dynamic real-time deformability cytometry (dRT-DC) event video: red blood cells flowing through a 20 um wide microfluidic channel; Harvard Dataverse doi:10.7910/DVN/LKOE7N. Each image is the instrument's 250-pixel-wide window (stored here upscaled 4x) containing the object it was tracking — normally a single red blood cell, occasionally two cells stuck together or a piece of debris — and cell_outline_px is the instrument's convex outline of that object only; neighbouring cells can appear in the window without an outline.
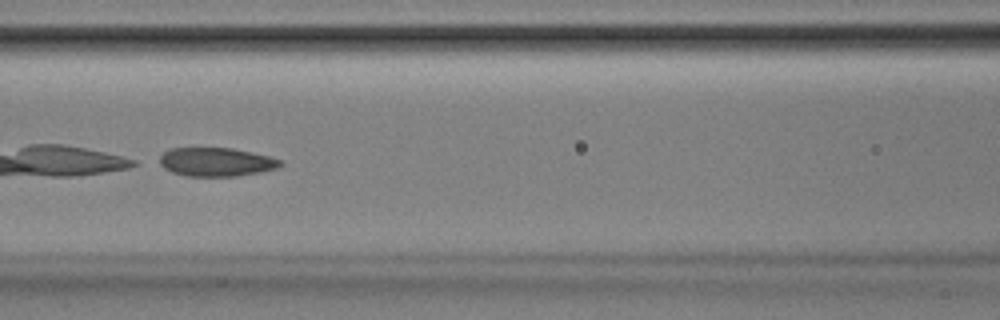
{"species": "Egyptian fruit bat (a non-hibernating species)", "species_latin": "Rousettus aegyptiacus", "temperature_condition": "room temperature", "stored_images_in_passage": 50, "camera_frame_rate_fps": 3000, "um_per_image_px": 0.085, "animal": {"sex": "male"}, "frame": {"image": 1, "passage_image": 22, "time_ms": 7.0, "image_size_px": [1000, 320], "cell_outline_px": [[284, 164], [276, 168], [260, 172], [236, 176], [188, 176], [172, 172], [164, 168], [160, 164], [160, 156], [164, 152], [172, 148], [232, 148], [252, 152], [268, 156], [280, 160]], "centroid_in_image_um": [18.38, 13.76], "position_along_channel_um": 148.2, "area_um2": 20.06}, "authors_computed_cell_mechanics": {"area_um2": 22.7154, "velocity_mm_per_s": 3.8731, "shape_relaxation_time_tau1_ms": 3.7013, "shape_relaxation_time_tau2_ms": 1.9737, "deformation_change_tau1": 0.1154, "deformation_change_tau2": 0.0763}}